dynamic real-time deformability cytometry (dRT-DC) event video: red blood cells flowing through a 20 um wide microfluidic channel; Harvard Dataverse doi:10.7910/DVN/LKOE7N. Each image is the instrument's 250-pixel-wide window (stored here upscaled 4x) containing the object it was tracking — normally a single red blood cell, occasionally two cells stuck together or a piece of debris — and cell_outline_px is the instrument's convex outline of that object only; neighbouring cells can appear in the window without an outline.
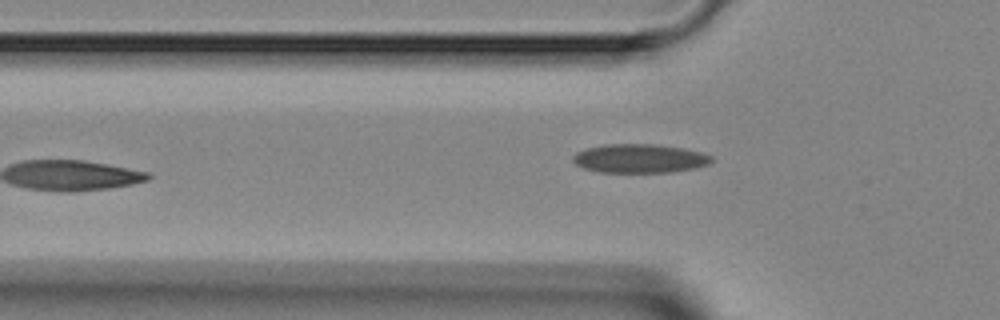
{"species": "Egyptian fruit bat (a non-hibernating species)", "species_latin": "Rousettus aegyptiacus", "temperature_condition": "room temperature", "stored_images_in_passage": 6, "camera_frame_rate_fps": 3000, "um_per_image_px": 0.085, "animal": {"sex": "female"}, "frame": {"image": 1, "passage_image": 5, "time_ms": 4.667, "image_size_px": [1000, 320], "cell_outline_px": [[712, 160], [708, 164], [696, 168], [672, 172], [600, 172], [584, 168], [576, 164], [572, 160], [572, 156], [576, 152], [588, 148], [604, 144], [652, 144], [680, 148], [700, 152], [712, 156]], "centroid_in_image_um": [54.35, 13.47], "position_along_channel_um": 71.5, "area_um2": 23.12}}
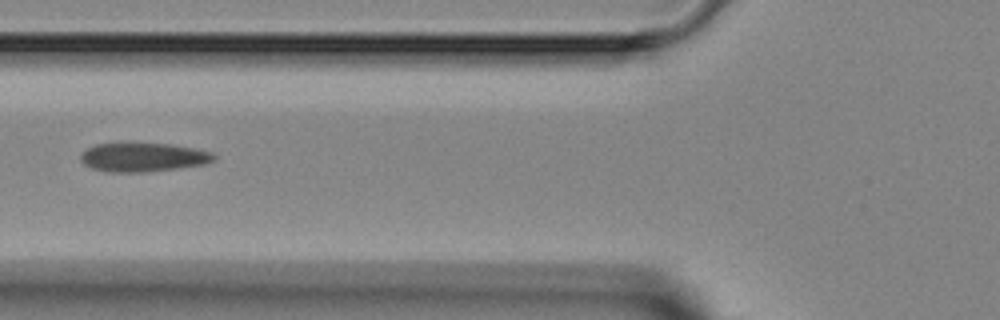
{"frame": {"image": 2, "passage_image": 6, "time_ms": 5.667, "image_size_px": [1000, 320], "cell_outline_px": [[216, 160], [204, 164], [176, 168], [140, 172], [108, 172], [92, 168], [84, 164], [80, 160], [80, 156], [88, 148], [96, 144], [124, 140], [168, 144], [192, 148], [212, 152], [216, 156]], "centroid_in_image_um": [12.12, 13.32], "position_along_channel_um": 113.7, "area_um2": 23.0}}